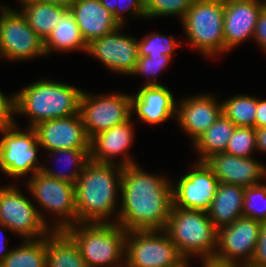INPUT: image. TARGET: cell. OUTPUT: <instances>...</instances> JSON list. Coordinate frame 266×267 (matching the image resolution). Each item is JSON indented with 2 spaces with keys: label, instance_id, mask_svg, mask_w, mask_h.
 I'll use <instances>...</instances> for the list:
<instances>
[{
  "label": "cell",
  "instance_id": "b9f144b4",
  "mask_svg": "<svg viewBox=\"0 0 266 267\" xmlns=\"http://www.w3.org/2000/svg\"><path fill=\"white\" fill-rule=\"evenodd\" d=\"M0 233L5 230L10 231L6 226L0 224ZM4 229V230H3ZM8 243L5 240V235L0 236V262L9 254L10 250L6 249Z\"/></svg>",
  "mask_w": 266,
  "mask_h": 267
},
{
  "label": "cell",
  "instance_id": "7c38bea8",
  "mask_svg": "<svg viewBox=\"0 0 266 267\" xmlns=\"http://www.w3.org/2000/svg\"><path fill=\"white\" fill-rule=\"evenodd\" d=\"M79 113L91 139L100 132L128 121L132 116L131 95L122 93L91 94L83 91Z\"/></svg>",
  "mask_w": 266,
  "mask_h": 267
},
{
  "label": "cell",
  "instance_id": "83f0119b",
  "mask_svg": "<svg viewBox=\"0 0 266 267\" xmlns=\"http://www.w3.org/2000/svg\"><path fill=\"white\" fill-rule=\"evenodd\" d=\"M17 248L0 262V267H46V236L41 239H24Z\"/></svg>",
  "mask_w": 266,
  "mask_h": 267
},
{
  "label": "cell",
  "instance_id": "ac0fdd59",
  "mask_svg": "<svg viewBox=\"0 0 266 267\" xmlns=\"http://www.w3.org/2000/svg\"><path fill=\"white\" fill-rule=\"evenodd\" d=\"M216 100L213 94L205 93L176 102L175 121L191 141L199 138L222 114V103Z\"/></svg>",
  "mask_w": 266,
  "mask_h": 267
},
{
  "label": "cell",
  "instance_id": "8992f818",
  "mask_svg": "<svg viewBox=\"0 0 266 267\" xmlns=\"http://www.w3.org/2000/svg\"><path fill=\"white\" fill-rule=\"evenodd\" d=\"M181 22L187 43L205 57L225 53L224 0H195Z\"/></svg>",
  "mask_w": 266,
  "mask_h": 267
},
{
  "label": "cell",
  "instance_id": "f1b7e54d",
  "mask_svg": "<svg viewBox=\"0 0 266 267\" xmlns=\"http://www.w3.org/2000/svg\"><path fill=\"white\" fill-rule=\"evenodd\" d=\"M89 151L90 149H59V150L49 151L50 158L55 155L59 156L57 161L65 162L64 167H66L67 165L66 168L67 170L56 171V169L54 170L52 168L50 169L46 167V165L44 166L43 164L41 172L55 179L76 184L77 179L81 175L85 165L90 161ZM68 167L72 168L68 169Z\"/></svg>",
  "mask_w": 266,
  "mask_h": 267
},
{
  "label": "cell",
  "instance_id": "d4e9b609",
  "mask_svg": "<svg viewBox=\"0 0 266 267\" xmlns=\"http://www.w3.org/2000/svg\"><path fill=\"white\" fill-rule=\"evenodd\" d=\"M46 249V267H88L78 245L64 230H52L46 236Z\"/></svg>",
  "mask_w": 266,
  "mask_h": 267
},
{
  "label": "cell",
  "instance_id": "836d02e7",
  "mask_svg": "<svg viewBox=\"0 0 266 267\" xmlns=\"http://www.w3.org/2000/svg\"><path fill=\"white\" fill-rule=\"evenodd\" d=\"M254 151H258L255 128L236 126L225 153L237 157H252Z\"/></svg>",
  "mask_w": 266,
  "mask_h": 267
},
{
  "label": "cell",
  "instance_id": "ffe728a7",
  "mask_svg": "<svg viewBox=\"0 0 266 267\" xmlns=\"http://www.w3.org/2000/svg\"><path fill=\"white\" fill-rule=\"evenodd\" d=\"M206 165L220 183L251 187L266 177V166L253 157H237L225 152L207 158Z\"/></svg>",
  "mask_w": 266,
  "mask_h": 267
},
{
  "label": "cell",
  "instance_id": "2e32d148",
  "mask_svg": "<svg viewBox=\"0 0 266 267\" xmlns=\"http://www.w3.org/2000/svg\"><path fill=\"white\" fill-rule=\"evenodd\" d=\"M38 143L46 151L90 149V139L79 114L46 120L34 126Z\"/></svg>",
  "mask_w": 266,
  "mask_h": 267
},
{
  "label": "cell",
  "instance_id": "ee69618b",
  "mask_svg": "<svg viewBox=\"0 0 266 267\" xmlns=\"http://www.w3.org/2000/svg\"><path fill=\"white\" fill-rule=\"evenodd\" d=\"M99 1L107 10H109L114 15V18L116 19V6L118 0H99Z\"/></svg>",
  "mask_w": 266,
  "mask_h": 267
},
{
  "label": "cell",
  "instance_id": "d6986e66",
  "mask_svg": "<svg viewBox=\"0 0 266 267\" xmlns=\"http://www.w3.org/2000/svg\"><path fill=\"white\" fill-rule=\"evenodd\" d=\"M134 133V126L130 118L122 124L93 136L90 139V161L118 164L122 167L136 164L127 152L134 141ZM117 155H123L118 163L113 159Z\"/></svg>",
  "mask_w": 266,
  "mask_h": 267
},
{
  "label": "cell",
  "instance_id": "8d00e7d4",
  "mask_svg": "<svg viewBox=\"0 0 266 267\" xmlns=\"http://www.w3.org/2000/svg\"><path fill=\"white\" fill-rule=\"evenodd\" d=\"M5 96L0 89V129L13 123L14 118V94Z\"/></svg>",
  "mask_w": 266,
  "mask_h": 267
},
{
  "label": "cell",
  "instance_id": "484cf974",
  "mask_svg": "<svg viewBox=\"0 0 266 267\" xmlns=\"http://www.w3.org/2000/svg\"><path fill=\"white\" fill-rule=\"evenodd\" d=\"M19 3L22 6L20 12L26 18L28 25L43 41L48 38L57 26L58 20L68 10L66 7L35 0H19Z\"/></svg>",
  "mask_w": 266,
  "mask_h": 267
},
{
  "label": "cell",
  "instance_id": "e0dca14e",
  "mask_svg": "<svg viewBox=\"0 0 266 267\" xmlns=\"http://www.w3.org/2000/svg\"><path fill=\"white\" fill-rule=\"evenodd\" d=\"M264 6L261 0H224L225 53L247 39H253L258 16Z\"/></svg>",
  "mask_w": 266,
  "mask_h": 267
},
{
  "label": "cell",
  "instance_id": "9a60e30c",
  "mask_svg": "<svg viewBox=\"0 0 266 267\" xmlns=\"http://www.w3.org/2000/svg\"><path fill=\"white\" fill-rule=\"evenodd\" d=\"M123 26L87 44L86 53L98 59L107 69L131 75L138 60L137 39L121 33Z\"/></svg>",
  "mask_w": 266,
  "mask_h": 267
},
{
  "label": "cell",
  "instance_id": "277c9868",
  "mask_svg": "<svg viewBox=\"0 0 266 267\" xmlns=\"http://www.w3.org/2000/svg\"><path fill=\"white\" fill-rule=\"evenodd\" d=\"M88 267H125L127 231L116 222L77 223L64 230Z\"/></svg>",
  "mask_w": 266,
  "mask_h": 267
},
{
  "label": "cell",
  "instance_id": "4fadbf2b",
  "mask_svg": "<svg viewBox=\"0 0 266 267\" xmlns=\"http://www.w3.org/2000/svg\"><path fill=\"white\" fill-rule=\"evenodd\" d=\"M260 227V221L242 216L219 228L213 260L247 267L256 250Z\"/></svg>",
  "mask_w": 266,
  "mask_h": 267
},
{
  "label": "cell",
  "instance_id": "f35d334b",
  "mask_svg": "<svg viewBox=\"0 0 266 267\" xmlns=\"http://www.w3.org/2000/svg\"><path fill=\"white\" fill-rule=\"evenodd\" d=\"M253 39L266 52V6L258 16Z\"/></svg>",
  "mask_w": 266,
  "mask_h": 267
},
{
  "label": "cell",
  "instance_id": "44dd1931",
  "mask_svg": "<svg viewBox=\"0 0 266 267\" xmlns=\"http://www.w3.org/2000/svg\"><path fill=\"white\" fill-rule=\"evenodd\" d=\"M133 95L131 94V111L142 122L158 125L176 117V99L167 86L142 85Z\"/></svg>",
  "mask_w": 266,
  "mask_h": 267
},
{
  "label": "cell",
  "instance_id": "9c48e42d",
  "mask_svg": "<svg viewBox=\"0 0 266 267\" xmlns=\"http://www.w3.org/2000/svg\"><path fill=\"white\" fill-rule=\"evenodd\" d=\"M26 186L42 210L57 217L52 230L62 231L78 223L75 184L38 171L27 180Z\"/></svg>",
  "mask_w": 266,
  "mask_h": 267
},
{
  "label": "cell",
  "instance_id": "f546056e",
  "mask_svg": "<svg viewBox=\"0 0 266 267\" xmlns=\"http://www.w3.org/2000/svg\"><path fill=\"white\" fill-rule=\"evenodd\" d=\"M222 103V113L238 127H254L257 98L251 95L231 96Z\"/></svg>",
  "mask_w": 266,
  "mask_h": 267
},
{
  "label": "cell",
  "instance_id": "603a6c76",
  "mask_svg": "<svg viewBox=\"0 0 266 267\" xmlns=\"http://www.w3.org/2000/svg\"><path fill=\"white\" fill-rule=\"evenodd\" d=\"M245 187L219 183L207 214L214 226L219 229L232 224L243 216Z\"/></svg>",
  "mask_w": 266,
  "mask_h": 267
},
{
  "label": "cell",
  "instance_id": "3957f363",
  "mask_svg": "<svg viewBox=\"0 0 266 267\" xmlns=\"http://www.w3.org/2000/svg\"><path fill=\"white\" fill-rule=\"evenodd\" d=\"M83 90L63 82L41 79L14 93V115L28 117V127L60 117L79 114Z\"/></svg>",
  "mask_w": 266,
  "mask_h": 267
},
{
  "label": "cell",
  "instance_id": "e575fe53",
  "mask_svg": "<svg viewBox=\"0 0 266 267\" xmlns=\"http://www.w3.org/2000/svg\"><path fill=\"white\" fill-rule=\"evenodd\" d=\"M171 59L172 57L167 55H147L146 57H138L135 70L131 75L149 77V80L144 82V86L162 85L159 81L157 82L158 73L167 68Z\"/></svg>",
  "mask_w": 266,
  "mask_h": 267
},
{
  "label": "cell",
  "instance_id": "7a4b0ae2",
  "mask_svg": "<svg viewBox=\"0 0 266 267\" xmlns=\"http://www.w3.org/2000/svg\"><path fill=\"white\" fill-rule=\"evenodd\" d=\"M121 178L118 164L89 161L85 165L75 184L78 223H111L109 218L118 216Z\"/></svg>",
  "mask_w": 266,
  "mask_h": 267
},
{
  "label": "cell",
  "instance_id": "d590c367",
  "mask_svg": "<svg viewBox=\"0 0 266 267\" xmlns=\"http://www.w3.org/2000/svg\"><path fill=\"white\" fill-rule=\"evenodd\" d=\"M125 12H129L130 16L134 15L138 18H146L144 0H118L116 6V20L120 23L121 26L125 25Z\"/></svg>",
  "mask_w": 266,
  "mask_h": 267
},
{
  "label": "cell",
  "instance_id": "60d3db41",
  "mask_svg": "<svg viewBox=\"0 0 266 267\" xmlns=\"http://www.w3.org/2000/svg\"><path fill=\"white\" fill-rule=\"evenodd\" d=\"M256 134V146L258 152L266 153V127L255 129Z\"/></svg>",
  "mask_w": 266,
  "mask_h": 267
},
{
  "label": "cell",
  "instance_id": "74e56055",
  "mask_svg": "<svg viewBox=\"0 0 266 267\" xmlns=\"http://www.w3.org/2000/svg\"><path fill=\"white\" fill-rule=\"evenodd\" d=\"M247 267H266V222L261 223L256 250Z\"/></svg>",
  "mask_w": 266,
  "mask_h": 267
},
{
  "label": "cell",
  "instance_id": "4316f807",
  "mask_svg": "<svg viewBox=\"0 0 266 267\" xmlns=\"http://www.w3.org/2000/svg\"><path fill=\"white\" fill-rule=\"evenodd\" d=\"M236 126L222 113L214 124L193 143L198 160L204 162L214 154L225 152ZM200 158V159H199Z\"/></svg>",
  "mask_w": 266,
  "mask_h": 267
},
{
  "label": "cell",
  "instance_id": "ba28073f",
  "mask_svg": "<svg viewBox=\"0 0 266 267\" xmlns=\"http://www.w3.org/2000/svg\"><path fill=\"white\" fill-rule=\"evenodd\" d=\"M17 187H0V224L23 240L44 238L52 231V224Z\"/></svg>",
  "mask_w": 266,
  "mask_h": 267
},
{
  "label": "cell",
  "instance_id": "1f68e13d",
  "mask_svg": "<svg viewBox=\"0 0 266 267\" xmlns=\"http://www.w3.org/2000/svg\"><path fill=\"white\" fill-rule=\"evenodd\" d=\"M195 0H144L146 18L178 16L182 20Z\"/></svg>",
  "mask_w": 266,
  "mask_h": 267
},
{
  "label": "cell",
  "instance_id": "cb8c5ba5",
  "mask_svg": "<svg viewBox=\"0 0 266 267\" xmlns=\"http://www.w3.org/2000/svg\"><path fill=\"white\" fill-rule=\"evenodd\" d=\"M57 23V26L44 41L46 56L52 53V51L63 53L66 51L82 50L86 53L87 43L81 35L70 9L61 16Z\"/></svg>",
  "mask_w": 266,
  "mask_h": 267
},
{
  "label": "cell",
  "instance_id": "5b68a950",
  "mask_svg": "<svg viewBox=\"0 0 266 267\" xmlns=\"http://www.w3.org/2000/svg\"><path fill=\"white\" fill-rule=\"evenodd\" d=\"M164 230L187 261L192 256L201 260L214 258L218 229L207 212L172 207Z\"/></svg>",
  "mask_w": 266,
  "mask_h": 267
},
{
  "label": "cell",
  "instance_id": "7bdbcfd3",
  "mask_svg": "<svg viewBox=\"0 0 266 267\" xmlns=\"http://www.w3.org/2000/svg\"><path fill=\"white\" fill-rule=\"evenodd\" d=\"M203 262V263H202ZM202 267H245L239 264L221 263L213 259L202 260Z\"/></svg>",
  "mask_w": 266,
  "mask_h": 267
},
{
  "label": "cell",
  "instance_id": "d6a6232c",
  "mask_svg": "<svg viewBox=\"0 0 266 267\" xmlns=\"http://www.w3.org/2000/svg\"><path fill=\"white\" fill-rule=\"evenodd\" d=\"M243 216L266 222V185L257 184L245 188Z\"/></svg>",
  "mask_w": 266,
  "mask_h": 267
},
{
  "label": "cell",
  "instance_id": "6da1fadb",
  "mask_svg": "<svg viewBox=\"0 0 266 267\" xmlns=\"http://www.w3.org/2000/svg\"><path fill=\"white\" fill-rule=\"evenodd\" d=\"M138 165L122 167L121 205L117 220L111 221L126 231L164 230L173 206V183Z\"/></svg>",
  "mask_w": 266,
  "mask_h": 267
},
{
  "label": "cell",
  "instance_id": "8fae6325",
  "mask_svg": "<svg viewBox=\"0 0 266 267\" xmlns=\"http://www.w3.org/2000/svg\"><path fill=\"white\" fill-rule=\"evenodd\" d=\"M45 55L44 41L28 25L24 15L0 5V57L26 61Z\"/></svg>",
  "mask_w": 266,
  "mask_h": 267
},
{
  "label": "cell",
  "instance_id": "5bb4252c",
  "mask_svg": "<svg viewBox=\"0 0 266 267\" xmlns=\"http://www.w3.org/2000/svg\"><path fill=\"white\" fill-rule=\"evenodd\" d=\"M196 162L192 167L194 170L172 185V207L207 212L220 182L205 162Z\"/></svg>",
  "mask_w": 266,
  "mask_h": 267
},
{
  "label": "cell",
  "instance_id": "ab89813d",
  "mask_svg": "<svg viewBox=\"0 0 266 267\" xmlns=\"http://www.w3.org/2000/svg\"><path fill=\"white\" fill-rule=\"evenodd\" d=\"M266 127V99L257 98L255 129Z\"/></svg>",
  "mask_w": 266,
  "mask_h": 267
},
{
  "label": "cell",
  "instance_id": "4dcf8cb0",
  "mask_svg": "<svg viewBox=\"0 0 266 267\" xmlns=\"http://www.w3.org/2000/svg\"><path fill=\"white\" fill-rule=\"evenodd\" d=\"M181 42H177L173 35L166 36L158 32H151L141 38L140 41L137 40L138 56L167 55L172 57L176 48L181 46Z\"/></svg>",
  "mask_w": 266,
  "mask_h": 267
},
{
  "label": "cell",
  "instance_id": "30bf717a",
  "mask_svg": "<svg viewBox=\"0 0 266 267\" xmlns=\"http://www.w3.org/2000/svg\"><path fill=\"white\" fill-rule=\"evenodd\" d=\"M0 170L11 177L32 176L41 171L37 133L34 127L20 131L17 121L0 129Z\"/></svg>",
  "mask_w": 266,
  "mask_h": 267
},
{
  "label": "cell",
  "instance_id": "7402d4cb",
  "mask_svg": "<svg viewBox=\"0 0 266 267\" xmlns=\"http://www.w3.org/2000/svg\"><path fill=\"white\" fill-rule=\"evenodd\" d=\"M69 9L87 44L116 31L121 26L99 0H74Z\"/></svg>",
  "mask_w": 266,
  "mask_h": 267
},
{
  "label": "cell",
  "instance_id": "52a82bcc",
  "mask_svg": "<svg viewBox=\"0 0 266 267\" xmlns=\"http://www.w3.org/2000/svg\"><path fill=\"white\" fill-rule=\"evenodd\" d=\"M188 264L165 230L127 231L125 267H186Z\"/></svg>",
  "mask_w": 266,
  "mask_h": 267
},
{
  "label": "cell",
  "instance_id": "f6af8a7d",
  "mask_svg": "<svg viewBox=\"0 0 266 267\" xmlns=\"http://www.w3.org/2000/svg\"><path fill=\"white\" fill-rule=\"evenodd\" d=\"M35 1L50 3L52 5H58L69 9L74 0H35Z\"/></svg>",
  "mask_w": 266,
  "mask_h": 267
}]
</instances>
